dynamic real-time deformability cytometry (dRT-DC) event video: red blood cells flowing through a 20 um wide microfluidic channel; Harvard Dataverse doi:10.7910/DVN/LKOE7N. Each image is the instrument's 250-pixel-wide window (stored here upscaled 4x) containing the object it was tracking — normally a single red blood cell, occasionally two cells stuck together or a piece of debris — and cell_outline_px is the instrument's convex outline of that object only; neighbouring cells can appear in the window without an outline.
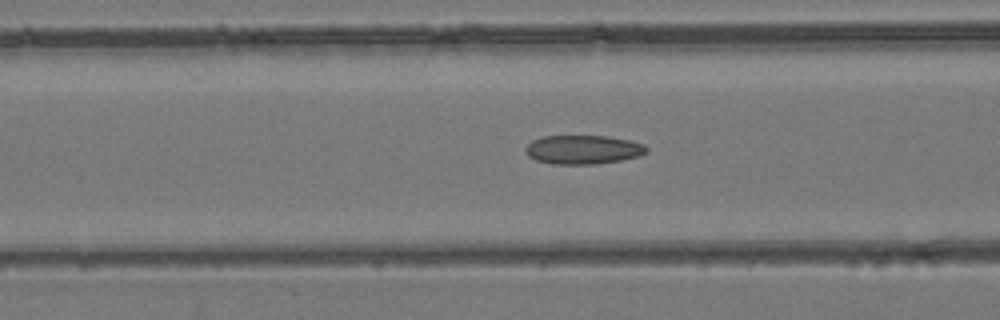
{"species": "common noctule bat (a hibernating species)", "species_latin": "Nyctalus noctula", "temperature_condition": "room temperature", "stored_images_in_passage": 49, "camera_frame_rate_fps": 3000, "um_per_image_px": 0.085, "animal": {"sex": "female", "body_mass_g": 24.6, "forearm_length_mm": 56.2}, "frame": {"image": 1, "passage_image": 20, "time_ms": 6.333, "image_size_px": [1000, 320], "cell_outline_px": [[648, 152], [640, 156], [620, 160], [596, 164], [552, 164], [536, 160], [528, 156], [524, 152], [524, 148], [532, 140], [544, 136], [608, 136], [628, 140], [644, 144], [648, 148]], "centroid_in_image_um": [49.55, 12.72], "position_along_channel_um": 117.0, "area_um2": 20.52}}
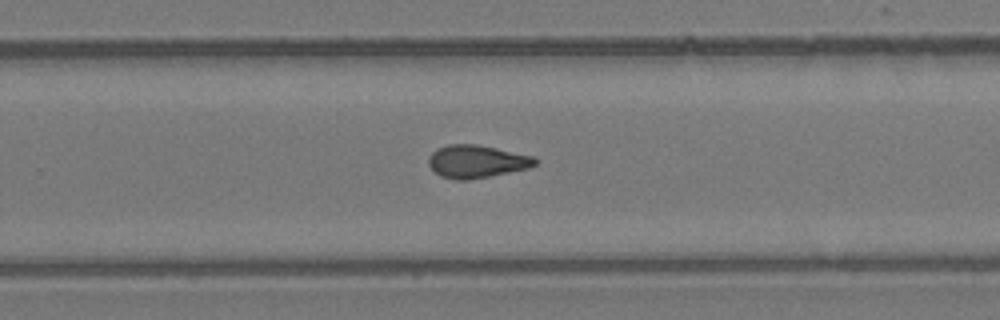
{"frame": {"image": 2, "passage_image": 32, "time_ms": 10.333, "image_size_px": [1000, 320], "cell_outline_px": [[536, 164], [528, 168], [468, 180], [456, 180], [440, 176], [428, 164], [428, 156], [436, 148], [448, 144], [476, 144], [496, 148], [532, 156], [536, 160]], "centroid_in_image_um": [40.45, 13.72], "position_along_channel_um": 289.3, "area_um2": 20.17}}
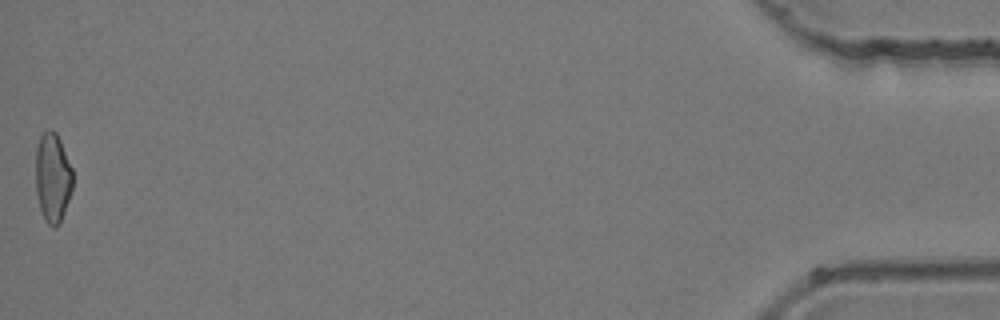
{"frame": {"image": 3, "passage_image": 49, "time_ms": 16.0, "image_size_px": [1000, 320], "cell_outline_px": [[72, 192], [60, 224], [56, 228], [52, 228], [44, 220], [40, 208], [36, 192], [36, 148], [40, 136], [48, 128], [52, 128], [56, 132], [60, 140], [72, 168]], "centroid_in_image_um": [4.48, 15.12], "position_along_channel_um": 430.7, "area_um2": 19.59}}